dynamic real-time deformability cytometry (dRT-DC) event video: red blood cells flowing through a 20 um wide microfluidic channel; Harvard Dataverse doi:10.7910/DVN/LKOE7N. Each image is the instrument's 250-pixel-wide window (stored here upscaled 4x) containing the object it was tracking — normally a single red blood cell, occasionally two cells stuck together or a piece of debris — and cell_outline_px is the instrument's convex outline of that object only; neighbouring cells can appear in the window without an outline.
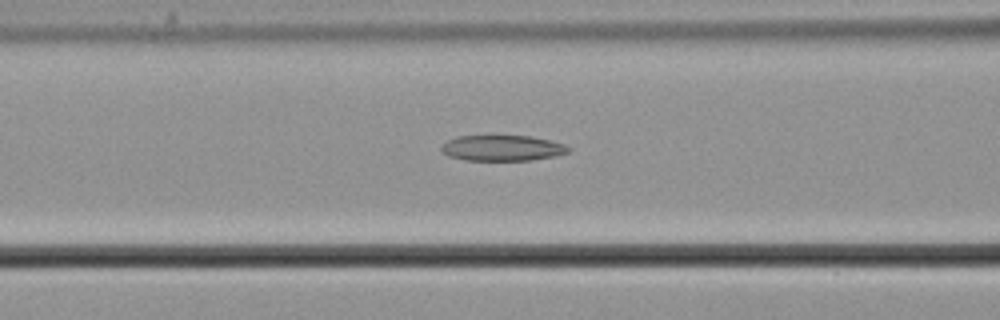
{"species": "common noctule bat (a hibernating species)", "species_latin": "Nyctalus noctula", "temperature_condition": "cold", "stored_images_in_passage": 45, "segment_of_instrument_passage": [1, 2], "camera_frame_rate_fps": 3000, "um_per_image_px": 0.085, "animal": {"sex": "male", "body_mass_g": 21.5, "forearm_length_mm": 52.0}, "frame": {"image": 1, "passage_image": 22, "time_ms": 7.0, "image_size_px": [1000, 320], "cell_outline_px": [[572, 148], [568, 152], [556, 156], [532, 160], [464, 160], [448, 156], [440, 148], [448, 140], [456, 136], [532, 136], [564, 144]], "centroid_in_image_um": [42.71, 12.58], "position_along_channel_um": 123.9, "area_um2": 18.96}}
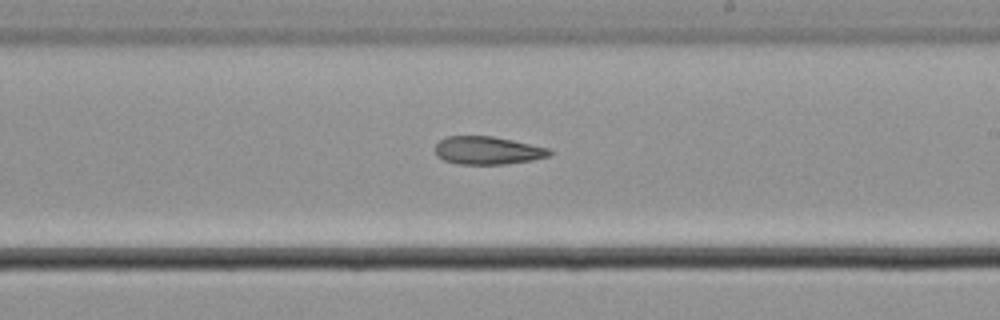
{"frame": {"image": 2, "passage_image": 32, "time_ms": 10.333, "image_size_px": [1000, 320], "cell_outline_px": [[552, 156], [532, 160], [504, 164], [460, 164], [444, 160], [436, 156], [436, 144], [440, 140], [448, 136], [492, 136], [512, 140], [548, 148], [552, 152]], "centroid_in_image_um": [41.46, 12.79], "position_along_channel_um": 247.5, "area_um2": 18.55}}
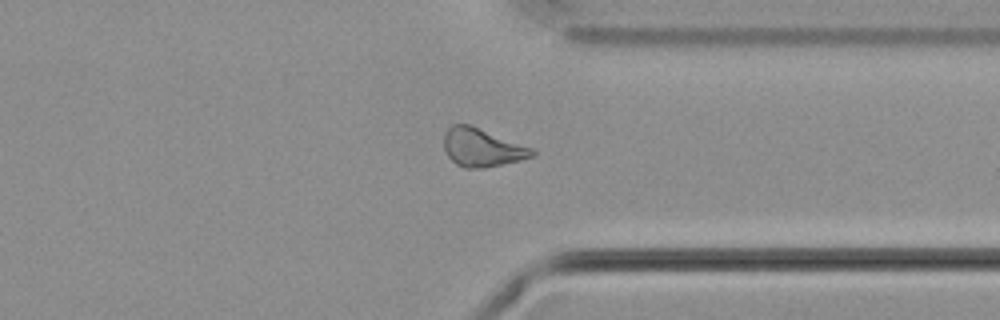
{"frame": {"image": 3, "passage_image": 42, "time_ms": 13.667, "image_size_px": [1000, 320], "cell_outline_px": [[536, 156], [520, 160], [484, 168], [464, 168], [456, 164], [448, 156], [444, 148], [444, 132], [452, 124], [472, 124], [532, 148], [536, 152]], "centroid_in_image_um": [40.97, 12.53], "position_along_channel_um": 370.4, "area_um2": 19.83}}